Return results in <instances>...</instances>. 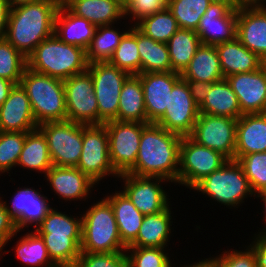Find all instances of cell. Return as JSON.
<instances>
[{"mask_svg": "<svg viewBox=\"0 0 266 267\" xmlns=\"http://www.w3.org/2000/svg\"><path fill=\"white\" fill-rule=\"evenodd\" d=\"M115 120L147 123L144 92L138 75H129L123 83Z\"/></svg>", "mask_w": 266, "mask_h": 267, "instance_id": "obj_30", "label": "cell"}, {"mask_svg": "<svg viewBox=\"0 0 266 267\" xmlns=\"http://www.w3.org/2000/svg\"><path fill=\"white\" fill-rule=\"evenodd\" d=\"M47 140L53 166L76 167L82 153V124L71 121L38 125Z\"/></svg>", "mask_w": 266, "mask_h": 267, "instance_id": "obj_10", "label": "cell"}, {"mask_svg": "<svg viewBox=\"0 0 266 267\" xmlns=\"http://www.w3.org/2000/svg\"><path fill=\"white\" fill-rule=\"evenodd\" d=\"M135 26L146 36L164 43H167L179 29L177 20L168 8L144 17Z\"/></svg>", "mask_w": 266, "mask_h": 267, "instance_id": "obj_40", "label": "cell"}, {"mask_svg": "<svg viewBox=\"0 0 266 267\" xmlns=\"http://www.w3.org/2000/svg\"><path fill=\"white\" fill-rule=\"evenodd\" d=\"M245 247L240 251L224 250L222 254L214 256V267H257L253 250L248 245Z\"/></svg>", "mask_w": 266, "mask_h": 267, "instance_id": "obj_47", "label": "cell"}, {"mask_svg": "<svg viewBox=\"0 0 266 267\" xmlns=\"http://www.w3.org/2000/svg\"><path fill=\"white\" fill-rule=\"evenodd\" d=\"M25 137L26 132L0 131V176L6 172L11 176L9 171L17 167Z\"/></svg>", "mask_w": 266, "mask_h": 267, "instance_id": "obj_44", "label": "cell"}, {"mask_svg": "<svg viewBox=\"0 0 266 267\" xmlns=\"http://www.w3.org/2000/svg\"><path fill=\"white\" fill-rule=\"evenodd\" d=\"M182 136L156 123L142 129L135 165L127 172L137 176L161 177L178 184Z\"/></svg>", "mask_w": 266, "mask_h": 267, "instance_id": "obj_1", "label": "cell"}, {"mask_svg": "<svg viewBox=\"0 0 266 267\" xmlns=\"http://www.w3.org/2000/svg\"><path fill=\"white\" fill-rule=\"evenodd\" d=\"M137 46L141 73L173 71L166 43L153 40L137 28Z\"/></svg>", "mask_w": 266, "mask_h": 267, "instance_id": "obj_34", "label": "cell"}, {"mask_svg": "<svg viewBox=\"0 0 266 267\" xmlns=\"http://www.w3.org/2000/svg\"><path fill=\"white\" fill-rule=\"evenodd\" d=\"M66 7L96 27L117 24L126 18L125 9L119 0H73Z\"/></svg>", "mask_w": 266, "mask_h": 267, "instance_id": "obj_28", "label": "cell"}, {"mask_svg": "<svg viewBox=\"0 0 266 267\" xmlns=\"http://www.w3.org/2000/svg\"><path fill=\"white\" fill-rule=\"evenodd\" d=\"M17 167L46 175L53 166L46 137L39 128L26 132L25 143Z\"/></svg>", "mask_w": 266, "mask_h": 267, "instance_id": "obj_31", "label": "cell"}, {"mask_svg": "<svg viewBox=\"0 0 266 267\" xmlns=\"http://www.w3.org/2000/svg\"><path fill=\"white\" fill-rule=\"evenodd\" d=\"M237 10L223 3H211L196 30L201 44L215 46L236 37Z\"/></svg>", "mask_w": 266, "mask_h": 267, "instance_id": "obj_17", "label": "cell"}, {"mask_svg": "<svg viewBox=\"0 0 266 267\" xmlns=\"http://www.w3.org/2000/svg\"><path fill=\"white\" fill-rule=\"evenodd\" d=\"M192 189L230 209L242 206L247 197H255L243 168L236 160H227Z\"/></svg>", "mask_w": 266, "mask_h": 267, "instance_id": "obj_6", "label": "cell"}, {"mask_svg": "<svg viewBox=\"0 0 266 267\" xmlns=\"http://www.w3.org/2000/svg\"><path fill=\"white\" fill-rule=\"evenodd\" d=\"M144 92L147 123H156L168 107L173 86L181 79L178 72H147L138 75Z\"/></svg>", "mask_w": 266, "mask_h": 267, "instance_id": "obj_19", "label": "cell"}, {"mask_svg": "<svg viewBox=\"0 0 266 267\" xmlns=\"http://www.w3.org/2000/svg\"><path fill=\"white\" fill-rule=\"evenodd\" d=\"M187 82L182 78L173 86L168 107L156 124L180 136H189L199 116Z\"/></svg>", "mask_w": 266, "mask_h": 267, "instance_id": "obj_15", "label": "cell"}, {"mask_svg": "<svg viewBox=\"0 0 266 267\" xmlns=\"http://www.w3.org/2000/svg\"><path fill=\"white\" fill-rule=\"evenodd\" d=\"M189 87L190 93L195 104L200 107L211 89V85L213 83H206L202 81H194V80H185Z\"/></svg>", "mask_w": 266, "mask_h": 267, "instance_id": "obj_51", "label": "cell"}, {"mask_svg": "<svg viewBox=\"0 0 266 267\" xmlns=\"http://www.w3.org/2000/svg\"><path fill=\"white\" fill-rule=\"evenodd\" d=\"M96 28L88 20L73 14L67 7L58 8L54 34L64 43L87 50Z\"/></svg>", "mask_w": 266, "mask_h": 267, "instance_id": "obj_25", "label": "cell"}, {"mask_svg": "<svg viewBox=\"0 0 266 267\" xmlns=\"http://www.w3.org/2000/svg\"><path fill=\"white\" fill-rule=\"evenodd\" d=\"M10 7L6 0H0V38H5Z\"/></svg>", "mask_w": 266, "mask_h": 267, "instance_id": "obj_52", "label": "cell"}, {"mask_svg": "<svg viewBox=\"0 0 266 267\" xmlns=\"http://www.w3.org/2000/svg\"><path fill=\"white\" fill-rule=\"evenodd\" d=\"M57 6L60 7H66L68 4H70L73 0H54Z\"/></svg>", "mask_w": 266, "mask_h": 267, "instance_id": "obj_59", "label": "cell"}, {"mask_svg": "<svg viewBox=\"0 0 266 267\" xmlns=\"http://www.w3.org/2000/svg\"><path fill=\"white\" fill-rule=\"evenodd\" d=\"M211 3H223L227 5L231 10H239L245 5L244 0H210Z\"/></svg>", "mask_w": 266, "mask_h": 267, "instance_id": "obj_54", "label": "cell"}, {"mask_svg": "<svg viewBox=\"0 0 266 267\" xmlns=\"http://www.w3.org/2000/svg\"><path fill=\"white\" fill-rule=\"evenodd\" d=\"M174 266L176 267V265L174 264ZM181 267H214V256L212 257L210 255V257L208 258H205V259H202V260H199V262H195V263H192V264H184L181 265Z\"/></svg>", "mask_w": 266, "mask_h": 267, "instance_id": "obj_55", "label": "cell"}, {"mask_svg": "<svg viewBox=\"0 0 266 267\" xmlns=\"http://www.w3.org/2000/svg\"><path fill=\"white\" fill-rule=\"evenodd\" d=\"M238 119L200 113L189 137L197 144L234 160Z\"/></svg>", "mask_w": 266, "mask_h": 267, "instance_id": "obj_12", "label": "cell"}, {"mask_svg": "<svg viewBox=\"0 0 266 267\" xmlns=\"http://www.w3.org/2000/svg\"><path fill=\"white\" fill-rule=\"evenodd\" d=\"M67 120L84 125H98V104L93 80L88 70L63 81Z\"/></svg>", "mask_w": 266, "mask_h": 267, "instance_id": "obj_13", "label": "cell"}, {"mask_svg": "<svg viewBox=\"0 0 266 267\" xmlns=\"http://www.w3.org/2000/svg\"><path fill=\"white\" fill-rule=\"evenodd\" d=\"M199 113L234 119H238L243 115L237 95L231 89L226 79L211 85L204 103L199 107Z\"/></svg>", "mask_w": 266, "mask_h": 267, "instance_id": "obj_32", "label": "cell"}, {"mask_svg": "<svg viewBox=\"0 0 266 267\" xmlns=\"http://www.w3.org/2000/svg\"><path fill=\"white\" fill-rule=\"evenodd\" d=\"M16 189V193L11 198V205L4 201L6 210L15 221L19 232L32 225L36 229L53 209L49 199L40 193L41 190H35L34 187L24 186Z\"/></svg>", "mask_w": 266, "mask_h": 267, "instance_id": "obj_16", "label": "cell"}, {"mask_svg": "<svg viewBox=\"0 0 266 267\" xmlns=\"http://www.w3.org/2000/svg\"><path fill=\"white\" fill-rule=\"evenodd\" d=\"M147 123L111 120L104 123L109 139V156L115 171L127 173L136 162L142 129Z\"/></svg>", "mask_w": 266, "mask_h": 267, "instance_id": "obj_11", "label": "cell"}, {"mask_svg": "<svg viewBox=\"0 0 266 267\" xmlns=\"http://www.w3.org/2000/svg\"><path fill=\"white\" fill-rule=\"evenodd\" d=\"M27 67V57L6 38H0V77L19 84Z\"/></svg>", "mask_w": 266, "mask_h": 267, "instance_id": "obj_42", "label": "cell"}, {"mask_svg": "<svg viewBox=\"0 0 266 267\" xmlns=\"http://www.w3.org/2000/svg\"><path fill=\"white\" fill-rule=\"evenodd\" d=\"M172 207L156 213L145 215L136 240L129 247H159L166 248L172 236L174 219Z\"/></svg>", "mask_w": 266, "mask_h": 267, "instance_id": "obj_27", "label": "cell"}, {"mask_svg": "<svg viewBox=\"0 0 266 267\" xmlns=\"http://www.w3.org/2000/svg\"><path fill=\"white\" fill-rule=\"evenodd\" d=\"M260 152H266V113L243 114L236 125L234 160Z\"/></svg>", "mask_w": 266, "mask_h": 267, "instance_id": "obj_23", "label": "cell"}, {"mask_svg": "<svg viewBox=\"0 0 266 267\" xmlns=\"http://www.w3.org/2000/svg\"><path fill=\"white\" fill-rule=\"evenodd\" d=\"M113 26V27H112ZM114 24L98 26L95 30L91 44L86 50V58L89 64L94 62H107L111 59L121 39L128 31H120Z\"/></svg>", "mask_w": 266, "mask_h": 267, "instance_id": "obj_35", "label": "cell"}, {"mask_svg": "<svg viewBox=\"0 0 266 267\" xmlns=\"http://www.w3.org/2000/svg\"><path fill=\"white\" fill-rule=\"evenodd\" d=\"M255 198H258V199H261L262 202H263V209L264 211H262L264 214V218L263 220L266 221V191H262V192H259L255 195ZM265 226H262V229H260L259 234H266V222H264ZM264 227V228H263Z\"/></svg>", "mask_w": 266, "mask_h": 267, "instance_id": "obj_56", "label": "cell"}, {"mask_svg": "<svg viewBox=\"0 0 266 267\" xmlns=\"http://www.w3.org/2000/svg\"><path fill=\"white\" fill-rule=\"evenodd\" d=\"M88 64L86 50L64 43L55 34L27 56V68L63 81L86 71Z\"/></svg>", "mask_w": 266, "mask_h": 267, "instance_id": "obj_3", "label": "cell"}, {"mask_svg": "<svg viewBox=\"0 0 266 267\" xmlns=\"http://www.w3.org/2000/svg\"><path fill=\"white\" fill-rule=\"evenodd\" d=\"M236 37L247 49L266 61V6L243 5L237 11Z\"/></svg>", "mask_w": 266, "mask_h": 267, "instance_id": "obj_21", "label": "cell"}, {"mask_svg": "<svg viewBox=\"0 0 266 267\" xmlns=\"http://www.w3.org/2000/svg\"><path fill=\"white\" fill-rule=\"evenodd\" d=\"M245 5L248 6H263L265 7L266 5V0H244Z\"/></svg>", "mask_w": 266, "mask_h": 267, "instance_id": "obj_58", "label": "cell"}, {"mask_svg": "<svg viewBox=\"0 0 266 267\" xmlns=\"http://www.w3.org/2000/svg\"><path fill=\"white\" fill-rule=\"evenodd\" d=\"M228 159L220 152L197 144L183 136L180 144L178 184L192 188L204 177L219 169Z\"/></svg>", "mask_w": 266, "mask_h": 267, "instance_id": "obj_9", "label": "cell"}, {"mask_svg": "<svg viewBox=\"0 0 266 267\" xmlns=\"http://www.w3.org/2000/svg\"><path fill=\"white\" fill-rule=\"evenodd\" d=\"M44 177L54 195L65 202L86 201L90 198L93 188L97 187V184L77 167L52 166Z\"/></svg>", "mask_w": 266, "mask_h": 267, "instance_id": "obj_20", "label": "cell"}, {"mask_svg": "<svg viewBox=\"0 0 266 267\" xmlns=\"http://www.w3.org/2000/svg\"><path fill=\"white\" fill-rule=\"evenodd\" d=\"M15 83L0 77V106L6 101Z\"/></svg>", "mask_w": 266, "mask_h": 267, "instance_id": "obj_53", "label": "cell"}, {"mask_svg": "<svg viewBox=\"0 0 266 267\" xmlns=\"http://www.w3.org/2000/svg\"><path fill=\"white\" fill-rule=\"evenodd\" d=\"M0 193V256L6 254L5 245L19 233L15 221L8 214ZM1 259V258H0Z\"/></svg>", "mask_w": 266, "mask_h": 267, "instance_id": "obj_49", "label": "cell"}, {"mask_svg": "<svg viewBox=\"0 0 266 267\" xmlns=\"http://www.w3.org/2000/svg\"><path fill=\"white\" fill-rule=\"evenodd\" d=\"M166 248L127 247V267H174Z\"/></svg>", "mask_w": 266, "mask_h": 267, "instance_id": "obj_43", "label": "cell"}, {"mask_svg": "<svg viewBox=\"0 0 266 267\" xmlns=\"http://www.w3.org/2000/svg\"><path fill=\"white\" fill-rule=\"evenodd\" d=\"M249 247L253 250L256 257L257 267H266V234L255 233Z\"/></svg>", "mask_w": 266, "mask_h": 267, "instance_id": "obj_50", "label": "cell"}, {"mask_svg": "<svg viewBox=\"0 0 266 267\" xmlns=\"http://www.w3.org/2000/svg\"><path fill=\"white\" fill-rule=\"evenodd\" d=\"M183 80L215 83L224 79L215 46L203 45L196 50L189 65L181 73Z\"/></svg>", "mask_w": 266, "mask_h": 267, "instance_id": "obj_29", "label": "cell"}, {"mask_svg": "<svg viewBox=\"0 0 266 267\" xmlns=\"http://www.w3.org/2000/svg\"><path fill=\"white\" fill-rule=\"evenodd\" d=\"M96 184L104 177L120 176L113 168L109 156V139L104 124H82V153L76 166Z\"/></svg>", "mask_w": 266, "mask_h": 267, "instance_id": "obj_7", "label": "cell"}, {"mask_svg": "<svg viewBox=\"0 0 266 267\" xmlns=\"http://www.w3.org/2000/svg\"><path fill=\"white\" fill-rule=\"evenodd\" d=\"M38 128L30 100L21 84H15L0 106V131L29 132Z\"/></svg>", "mask_w": 266, "mask_h": 267, "instance_id": "obj_22", "label": "cell"}, {"mask_svg": "<svg viewBox=\"0 0 266 267\" xmlns=\"http://www.w3.org/2000/svg\"><path fill=\"white\" fill-rule=\"evenodd\" d=\"M135 0H127V7Z\"/></svg>", "mask_w": 266, "mask_h": 267, "instance_id": "obj_61", "label": "cell"}, {"mask_svg": "<svg viewBox=\"0 0 266 267\" xmlns=\"http://www.w3.org/2000/svg\"><path fill=\"white\" fill-rule=\"evenodd\" d=\"M73 267H127L126 252H81Z\"/></svg>", "mask_w": 266, "mask_h": 267, "instance_id": "obj_46", "label": "cell"}, {"mask_svg": "<svg viewBox=\"0 0 266 267\" xmlns=\"http://www.w3.org/2000/svg\"><path fill=\"white\" fill-rule=\"evenodd\" d=\"M58 6L54 0H36L10 9L5 38L25 57L54 34Z\"/></svg>", "mask_w": 266, "mask_h": 267, "instance_id": "obj_2", "label": "cell"}, {"mask_svg": "<svg viewBox=\"0 0 266 267\" xmlns=\"http://www.w3.org/2000/svg\"><path fill=\"white\" fill-rule=\"evenodd\" d=\"M215 47L224 79L233 74L258 70L264 65V61L247 49L237 37L231 41L217 44Z\"/></svg>", "mask_w": 266, "mask_h": 267, "instance_id": "obj_24", "label": "cell"}, {"mask_svg": "<svg viewBox=\"0 0 266 267\" xmlns=\"http://www.w3.org/2000/svg\"><path fill=\"white\" fill-rule=\"evenodd\" d=\"M51 260L58 267H73L81 254L82 238L41 236Z\"/></svg>", "mask_w": 266, "mask_h": 267, "instance_id": "obj_39", "label": "cell"}, {"mask_svg": "<svg viewBox=\"0 0 266 267\" xmlns=\"http://www.w3.org/2000/svg\"><path fill=\"white\" fill-rule=\"evenodd\" d=\"M166 45L172 70L181 74L200 47L201 41L195 30L179 28Z\"/></svg>", "mask_w": 266, "mask_h": 267, "instance_id": "obj_33", "label": "cell"}, {"mask_svg": "<svg viewBox=\"0 0 266 267\" xmlns=\"http://www.w3.org/2000/svg\"><path fill=\"white\" fill-rule=\"evenodd\" d=\"M29 232V233H28ZM13 247L20 262L31 267H58L50 258L44 240L35 231H28Z\"/></svg>", "mask_w": 266, "mask_h": 267, "instance_id": "obj_37", "label": "cell"}, {"mask_svg": "<svg viewBox=\"0 0 266 267\" xmlns=\"http://www.w3.org/2000/svg\"><path fill=\"white\" fill-rule=\"evenodd\" d=\"M124 9L127 8V0H119Z\"/></svg>", "mask_w": 266, "mask_h": 267, "instance_id": "obj_60", "label": "cell"}, {"mask_svg": "<svg viewBox=\"0 0 266 267\" xmlns=\"http://www.w3.org/2000/svg\"><path fill=\"white\" fill-rule=\"evenodd\" d=\"M210 4V0H168L167 8L177 20L179 28L196 31Z\"/></svg>", "mask_w": 266, "mask_h": 267, "instance_id": "obj_41", "label": "cell"}, {"mask_svg": "<svg viewBox=\"0 0 266 267\" xmlns=\"http://www.w3.org/2000/svg\"><path fill=\"white\" fill-rule=\"evenodd\" d=\"M98 104V125L115 120L121 88L129 74L107 62L88 64Z\"/></svg>", "mask_w": 266, "mask_h": 267, "instance_id": "obj_8", "label": "cell"}, {"mask_svg": "<svg viewBox=\"0 0 266 267\" xmlns=\"http://www.w3.org/2000/svg\"><path fill=\"white\" fill-rule=\"evenodd\" d=\"M20 84L30 100L33 116L38 125L45 122L67 120L63 80L26 67Z\"/></svg>", "mask_w": 266, "mask_h": 267, "instance_id": "obj_4", "label": "cell"}, {"mask_svg": "<svg viewBox=\"0 0 266 267\" xmlns=\"http://www.w3.org/2000/svg\"><path fill=\"white\" fill-rule=\"evenodd\" d=\"M114 192L107 194V196L105 194L104 197L112 206L121 241L126 247H129L136 240L145 215L133 205L121 190Z\"/></svg>", "mask_w": 266, "mask_h": 267, "instance_id": "obj_26", "label": "cell"}, {"mask_svg": "<svg viewBox=\"0 0 266 267\" xmlns=\"http://www.w3.org/2000/svg\"><path fill=\"white\" fill-rule=\"evenodd\" d=\"M237 162L243 168L253 193L266 191V152L243 155Z\"/></svg>", "mask_w": 266, "mask_h": 267, "instance_id": "obj_45", "label": "cell"}, {"mask_svg": "<svg viewBox=\"0 0 266 267\" xmlns=\"http://www.w3.org/2000/svg\"><path fill=\"white\" fill-rule=\"evenodd\" d=\"M34 231L39 236L82 238V216H69L53 208Z\"/></svg>", "mask_w": 266, "mask_h": 267, "instance_id": "obj_36", "label": "cell"}, {"mask_svg": "<svg viewBox=\"0 0 266 267\" xmlns=\"http://www.w3.org/2000/svg\"><path fill=\"white\" fill-rule=\"evenodd\" d=\"M237 95L242 114L266 113V67L225 78Z\"/></svg>", "mask_w": 266, "mask_h": 267, "instance_id": "obj_18", "label": "cell"}, {"mask_svg": "<svg viewBox=\"0 0 266 267\" xmlns=\"http://www.w3.org/2000/svg\"><path fill=\"white\" fill-rule=\"evenodd\" d=\"M82 216L81 252H125L110 202L104 197L91 203Z\"/></svg>", "mask_w": 266, "mask_h": 267, "instance_id": "obj_5", "label": "cell"}, {"mask_svg": "<svg viewBox=\"0 0 266 267\" xmlns=\"http://www.w3.org/2000/svg\"><path fill=\"white\" fill-rule=\"evenodd\" d=\"M129 26L108 62L129 75H139L141 73V60L137 46V27L130 22Z\"/></svg>", "mask_w": 266, "mask_h": 267, "instance_id": "obj_38", "label": "cell"}, {"mask_svg": "<svg viewBox=\"0 0 266 267\" xmlns=\"http://www.w3.org/2000/svg\"><path fill=\"white\" fill-rule=\"evenodd\" d=\"M167 5L168 0H135L125 9V17L136 25L144 17L165 10Z\"/></svg>", "mask_w": 266, "mask_h": 267, "instance_id": "obj_48", "label": "cell"}, {"mask_svg": "<svg viewBox=\"0 0 266 267\" xmlns=\"http://www.w3.org/2000/svg\"><path fill=\"white\" fill-rule=\"evenodd\" d=\"M118 178L124 183L121 191L142 214H156L172 205L168 192L162 186V183L170 184V181L161 177L137 176L129 173L121 174Z\"/></svg>", "mask_w": 266, "mask_h": 267, "instance_id": "obj_14", "label": "cell"}, {"mask_svg": "<svg viewBox=\"0 0 266 267\" xmlns=\"http://www.w3.org/2000/svg\"><path fill=\"white\" fill-rule=\"evenodd\" d=\"M10 9H13L15 7L29 4L30 2L36 1V0H6Z\"/></svg>", "mask_w": 266, "mask_h": 267, "instance_id": "obj_57", "label": "cell"}]
</instances>
